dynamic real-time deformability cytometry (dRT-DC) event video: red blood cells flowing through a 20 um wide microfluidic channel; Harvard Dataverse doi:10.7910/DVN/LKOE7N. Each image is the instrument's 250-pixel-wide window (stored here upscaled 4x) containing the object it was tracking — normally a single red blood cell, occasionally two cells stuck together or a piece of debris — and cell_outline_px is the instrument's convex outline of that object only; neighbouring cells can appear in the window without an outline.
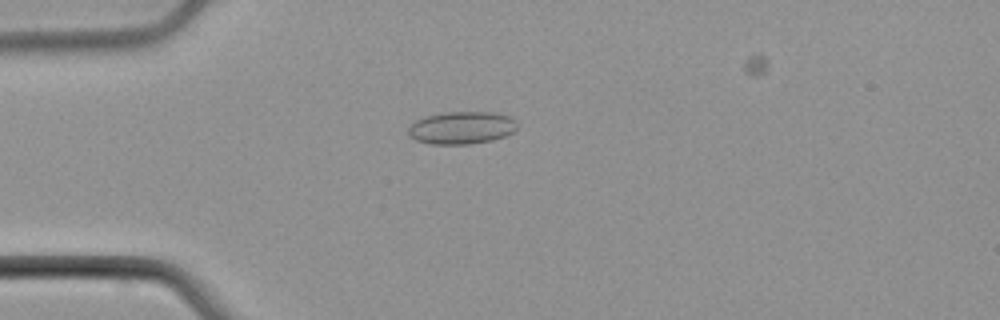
{"species": "common noctule bat (a hibernating species)", "species_latin": "Nyctalus noctula", "temperature_condition": "cold", "stored_images_in_passage": 6, "camera_frame_rate_fps": 3000, "um_per_image_px": 0.085, "animal": {"sex": "male", "body_mass_g": 21.5, "forearm_length_mm": 52.0}, "frame": {"image": 1, "passage_image": 4, "time_ms": 4.0, "image_size_px": [1000, 320], "cell_outline_px": [[516, 128], [512, 132], [504, 136], [492, 140], [468, 144], [432, 144], [416, 140], [408, 136], [408, 128], [416, 120], [428, 116], [444, 112], [496, 112], [512, 116], [516, 120]], "centroid_in_image_um": [39.25, 10.85], "position_along_channel_um": 45.7, "area_um2": 20.69}}
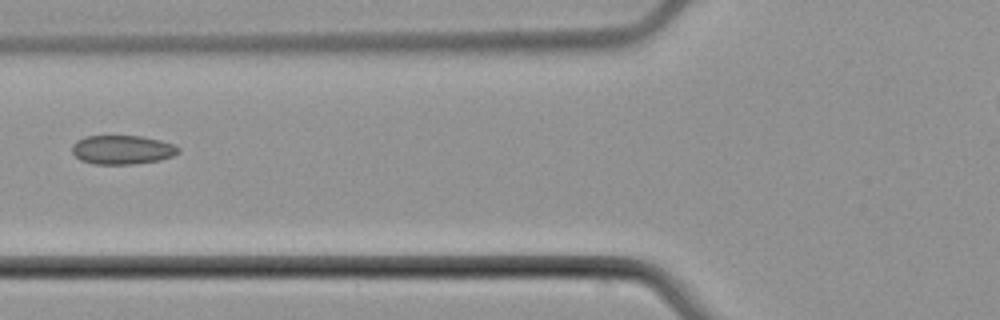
{"frame": {"image": 2, "passage_image": 6, "time_ms": 6.333, "image_size_px": [1000, 320], "cell_outline_px": [[180, 152], [172, 156], [160, 160], [132, 164], [92, 164], [80, 160], [72, 152], [72, 144], [76, 140], [84, 136], [140, 136], [160, 140], [172, 144], [180, 148]], "centroid_in_image_um": [10.37, 12.73], "position_along_channel_um": 115.4, "area_um2": 18.03}}